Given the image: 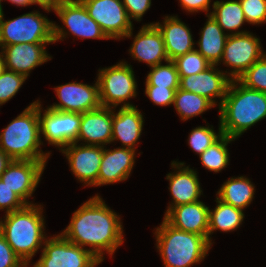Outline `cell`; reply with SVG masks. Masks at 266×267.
<instances>
[{
    "label": "cell",
    "mask_w": 266,
    "mask_h": 267,
    "mask_svg": "<svg viewBox=\"0 0 266 267\" xmlns=\"http://www.w3.org/2000/svg\"><path fill=\"white\" fill-rule=\"evenodd\" d=\"M123 229L119 215L96 194L73 213L69 225L60 234L84 249L91 247V253L102 262L105 252L111 257L123 244Z\"/></svg>",
    "instance_id": "1"
},
{
    "label": "cell",
    "mask_w": 266,
    "mask_h": 267,
    "mask_svg": "<svg viewBox=\"0 0 266 267\" xmlns=\"http://www.w3.org/2000/svg\"><path fill=\"white\" fill-rule=\"evenodd\" d=\"M266 118V93L231 80L219 107L221 131L237 139L255 123Z\"/></svg>",
    "instance_id": "2"
},
{
    "label": "cell",
    "mask_w": 266,
    "mask_h": 267,
    "mask_svg": "<svg viewBox=\"0 0 266 267\" xmlns=\"http://www.w3.org/2000/svg\"><path fill=\"white\" fill-rule=\"evenodd\" d=\"M42 207L29 204L0 219V233L27 267L47 239Z\"/></svg>",
    "instance_id": "3"
},
{
    "label": "cell",
    "mask_w": 266,
    "mask_h": 267,
    "mask_svg": "<svg viewBox=\"0 0 266 267\" xmlns=\"http://www.w3.org/2000/svg\"><path fill=\"white\" fill-rule=\"evenodd\" d=\"M43 145L38 116V100L32 102L0 132V149L12 160L47 162L50 152Z\"/></svg>",
    "instance_id": "4"
},
{
    "label": "cell",
    "mask_w": 266,
    "mask_h": 267,
    "mask_svg": "<svg viewBox=\"0 0 266 267\" xmlns=\"http://www.w3.org/2000/svg\"><path fill=\"white\" fill-rule=\"evenodd\" d=\"M155 229L156 247L164 267H190L200 263L212 246L206 237L176 229L164 218Z\"/></svg>",
    "instance_id": "5"
},
{
    "label": "cell",
    "mask_w": 266,
    "mask_h": 267,
    "mask_svg": "<svg viewBox=\"0 0 266 267\" xmlns=\"http://www.w3.org/2000/svg\"><path fill=\"white\" fill-rule=\"evenodd\" d=\"M65 27L50 21L39 11H32L11 20L0 15V48L19 43H55L66 38Z\"/></svg>",
    "instance_id": "6"
},
{
    "label": "cell",
    "mask_w": 266,
    "mask_h": 267,
    "mask_svg": "<svg viewBox=\"0 0 266 267\" xmlns=\"http://www.w3.org/2000/svg\"><path fill=\"white\" fill-rule=\"evenodd\" d=\"M98 71L101 106L116 109L121 104V107H134L130 102H126L137 96V82L132 66L121 61Z\"/></svg>",
    "instance_id": "7"
},
{
    "label": "cell",
    "mask_w": 266,
    "mask_h": 267,
    "mask_svg": "<svg viewBox=\"0 0 266 267\" xmlns=\"http://www.w3.org/2000/svg\"><path fill=\"white\" fill-rule=\"evenodd\" d=\"M47 238L41 257L32 267H95L101 263L89 249L68 241L61 234Z\"/></svg>",
    "instance_id": "8"
},
{
    "label": "cell",
    "mask_w": 266,
    "mask_h": 267,
    "mask_svg": "<svg viewBox=\"0 0 266 267\" xmlns=\"http://www.w3.org/2000/svg\"><path fill=\"white\" fill-rule=\"evenodd\" d=\"M109 39L131 38L133 22L121 0H79Z\"/></svg>",
    "instance_id": "9"
},
{
    "label": "cell",
    "mask_w": 266,
    "mask_h": 267,
    "mask_svg": "<svg viewBox=\"0 0 266 267\" xmlns=\"http://www.w3.org/2000/svg\"><path fill=\"white\" fill-rule=\"evenodd\" d=\"M265 53L260 39L250 32L228 35L220 64L223 62L230 66L231 70L225 71L226 75L231 80H238Z\"/></svg>",
    "instance_id": "10"
},
{
    "label": "cell",
    "mask_w": 266,
    "mask_h": 267,
    "mask_svg": "<svg viewBox=\"0 0 266 267\" xmlns=\"http://www.w3.org/2000/svg\"><path fill=\"white\" fill-rule=\"evenodd\" d=\"M40 103L38 100L40 134H43L48 144L61 150L69 144L77 142L81 113L57 111L47 107L42 114Z\"/></svg>",
    "instance_id": "11"
},
{
    "label": "cell",
    "mask_w": 266,
    "mask_h": 267,
    "mask_svg": "<svg viewBox=\"0 0 266 267\" xmlns=\"http://www.w3.org/2000/svg\"><path fill=\"white\" fill-rule=\"evenodd\" d=\"M68 159L71 172L84 186H98L103 147L71 143L60 150Z\"/></svg>",
    "instance_id": "12"
},
{
    "label": "cell",
    "mask_w": 266,
    "mask_h": 267,
    "mask_svg": "<svg viewBox=\"0 0 266 267\" xmlns=\"http://www.w3.org/2000/svg\"><path fill=\"white\" fill-rule=\"evenodd\" d=\"M47 162L12 160L0 180L16 193L27 205L42 177Z\"/></svg>",
    "instance_id": "13"
},
{
    "label": "cell",
    "mask_w": 266,
    "mask_h": 267,
    "mask_svg": "<svg viewBox=\"0 0 266 267\" xmlns=\"http://www.w3.org/2000/svg\"><path fill=\"white\" fill-rule=\"evenodd\" d=\"M59 103H53L48 108L64 111L85 113L101 107L98 80L88 85L78 82H69L54 87Z\"/></svg>",
    "instance_id": "14"
},
{
    "label": "cell",
    "mask_w": 266,
    "mask_h": 267,
    "mask_svg": "<svg viewBox=\"0 0 266 267\" xmlns=\"http://www.w3.org/2000/svg\"><path fill=\"white\" fill-rule=\"evenodd\" d=\"M179 89L190 91L210 100L215 106L220 98V107L226 96L231 79L217 65H211L205 71L189 76H179Z\"/></svg>",
    "instance_id": "15"
},
{
    "label": "cell",
    "mask_w": 266,
    "mask_h": 267,
    "mask_svg": "<svg viewBox=\"0 0 266 267\" xmlns=\"http://www.w3.org/2000/svg\"><path fill=\"white\" fill-rule=\"evenodd\" d=\"M53 11L71 35L81 39H109L79 0H62Z\"/></svg>",
    "instance_id": "16"
},
{
    "label": "cell",
    "mask_w": 266,
    "mask_h": 267,
    "mask_svg": "<svg viewBox=\"0 0 266 267\" xmlns=\"http://www.w3.org/2000/svg\"><path fill=\"white\" fill-rule=\"evenodd\" d=\"M48 43H19L1 48L7 70L25 75L31 70L48 62L52 56L46 51Z\"/></svg>",
    "instance_id": "17"
},
{
    "label": "cell",
    "mask_w": 266,
    "mask_h": 267,
    "mask_svg": "<svg viewBox=\"0 0 266 267\" xmlns=\"http://www.w3.org/2000/svg\"><path fill=\"white\" fill-rule=\"evenodd\" d=\"M171 167L176 170L168 173L166 179L169 181V191L172 196V203H169L166 215L173 207L199 201L201 194L200 182L194 169L185 166L184 162L172 161Z\"/></svg>",
    "instance_id": "18"
},
{
    "label": "cell",
    "mask_w": 266,
    "mask_h": 267,
    "mask_svg": "<svg viewBox=\"0 0 266 267\" xmlns=\"http://www.w3.org/2000/svg\"><path fill=\"white\" fill-rule=\"evenodd\" d=\"M113 108L99 107L95 110L81 113L77 143L106 147L112 140Z\"/></svg>",
    "instance_id": "19"
},
{
    "label": "cell",
    "mask_w": 266,
    "mask_h": 267,
    "mask_svg": "<svg viewBox=\"0 0 266 267\" xmlns=\"http://www.w3.org/2000/svg\"><path fill=\"white\" fill-rule=\"evenodd\" d=\"M133 39L129 49L132 58L145 62L150 67L169 60L162 34L155 25H143Z\"/></svg>",
    "instance_id": "20"
},
{
    "label": "cell",
    "mask_w": 266,
    "mask_h": 267,
    "mask_svg": "<svg viewBox=\"0 0 266 267\" xmlns=\"http://www.w3.org/2000/svg\"><path fill=\"white\" fill-rule=\"evenodd\" d=\"M209 209L199 200L173 207L164 219L176 229L202 235L208 239Z\"/></svg>",
    "instance_id": "21"
},
{
    "label": "cell",
    "mask_w": 266,
    "mask_h": 267,
    "mask_svg": "<svg viewBox=\"0 0 266 267\" xmlns=\"http://www.w3.org/2000/svg\"><path fill=\"white\" fill-rule=\"evenodd\" d=\"M135 151L123 147L113 150L103 147L98 186L114 184L128 179L135 165Z\"/></svg>",
    "instance_id": "22"
},
{
    "label": "cell",
    "mask_w": 266,
    "mask_h": 267,
    "mask_svg": "<svg viewBox=\"0 0 266 267\" xmlns=\"http://www.w3.org/2000/svg\"><path fill=\"white\" fill-rule=\"evenodd\" d=\"M155 25L161 32L165 44V50L169 60L184 55L195 49L190 28L187 27L177 16H165L163 24Z\"/></svg>",
    "instance_id": "23"
},
{
    "label": "cell",
    "mask_w": 266,
    "mask_h": 267,
    "mask_svg": "<svg viewBox=\"0 0 266 267\" xmlns=\"http://www.w3.org/2000/svg\"><path fill=\"white\" fill-rule=\"evenodd\" d=\"M113 108L112 140L121 142L123 148L136 150L144 124V118L137 107H121L115 113Z\"/></svg>",
    "instance_id": "24"
},
{
    "label": "cell",
    "mask_w": 266,
    "mask_h": 267,
    "mask_svg": "<svg viewBox=\"0 0 266 267\" xmlns=\"http://www.w3.org/2000/svg\"><path fill=\"white\" fill-rule=\"evenodd\" d=\"M201 29L200 39L197 41L199 49L196 50L211 64L219 65L228 37L218 22L211 16Z\"/></svg>",
    "instance_id": "25"
},
{
    "label": "cell",
    "mask_w": 266,
    "mask_h": 267,
    "mask_svg": "<svg viewBox=\"0 0 266 267\" xmlns=\"http://www.w3.org/2000/svg\"><path fill=\"white\" fill-rule=\"evenodd\" d=\"M255 186L245 176L232 177L225 181L216 195L223 202L244 210L254 198Z\"/></svg>",
    "instance_id": "26"
},
{
    "label": "cell",
    "mask_w": 266,
    "mask_h": 267,
    "mask_svg": "<svg viewBox=\"0 0 266 267\" xmlns=\"http://www.w3.org/2000/svg\"><path fill=\"white\" fill-rule=\"evenodd\" d=\"M213 11L206 14L211 15L223 29L230 31L228 35L246 33L248 31H239L240 27L247 22L242 6L239 0L214 1ZM237 30V31H236ZM235 31V32H233Z\"/></svg>",
    "instance_id": "27"
},
{
    "label": "cell",
    "mask_w": 266,
    "mask_h": 267,
    "mask_svg": "<svg viewBox=\"0 0 266 267\" xmlns=\"http://www.w3.org/2000/svg\"><path fill=\"white\" fill-rule=\"evenodd\" d=\"M216 203L217 205L213 210L209 209L208 241L211 244L213 243L210 235L213 234L214 231H235L242 224L245 216L243 210L223 202L217 196Z\"/></svg>",
    "instance_id": "28"
},
{
    "label": "cell",
    "mask_w": 266,
    "mask_h": 267,
    "mask_svg": "<svg viewBox=\"0 0 266 267\" xmlns=\"http://www.w3.org/2000/svg\"><path fill=\"white\" fill-rule=\"evenodd\" d=\"M173 105L183 121L201 115L215 106L207 98L179 88L176 90Z\"/></svg>",
    "instance_id": "29"
},
{
    "label": "cell",
    "mask_w": 266,
    "mask_h": 267,
    "mask_svg": "<svg viewBox=\"0 0 266 267\" xmlns=\"http://www.w3.org/2000/svg\"><path fill=\"white\" fill-rule=\"evenodd\" d=\"M236 139L222 135L216 142L199 155L200 161L207 170L220 172L229 164V151L227 145Z\"/></svg>",
    "instance_id": "30"
},
{
    "label": "cell",
    "mask_w": 266,
    "mask_h": 267,
    "mask_svg": "<svg viewBox=\"0 0 266 267\" xmlns=\"http://www.w3.org/2000/svg\"><path fill=\"white\" fill-rule=\"evenodd\" d=\"M146 77L145 85L162 88H179L180 78L172 60H168L166 65L158 64L151 67V70Z\"/></svg>",
    "instance_id": "31"
},
{
    "label": "cell",
    "mask_w": 266,
    "mask_h": 267,
    "mask_svg": "<svg viewBox=\"0 0 266 267\" xmlns=\"http://www.w3.org/2000/svg\"><path fill=\"white\" fill-rule=\"evenodd\" d=\"M179 76H189L205 71L211 64L196 50L172 60Z\"/></svg>",
    "instance_id": "32"
},
{
    "label": "cell",
    "mask_w": 266,
    "mask_h": 267,
    "mask_svg": "<svg viewBox=\"0 0 266 267\" xmlns=\"http://www.w3.org/2000/svg\"><path fill=\"white\" fill-rule=\"evenodd\" d=\"M238 81L247 88L266 93V53L248 68Z\"/></svg>",
    "instance_id": "33"
},
{
    "label": "cell",
    "mask_w": 266,
    "mask_h": 267,
    "mask_svg": "<svg viewBox=\"0 0 266 267\" xmlns=\"http://www.w3.org/2000/svg\"><path fill=\"white\" fill-rule=\"evenodd\" d=\"M218 130L216 133L213 126H198L190 132L188 145L200 155L223 135L220 124Z\"/></svg>",
    "instance_id": "34"
},
{
    "label": "cell",
    "mask_w": 266,
    "mask_h": 267,
    "mask_svg": "<svg viewBox=\"0 0 266 267\" xmlns=\"http://www.w3.org/2000/svg\"><path fill=\"white\" fill-rule=\"evenodd\" d=\"M26 79L25 75L5 69L0 75V106L16 95Z\"/></svg>",
    "instance_id": "35"
},
{
    "label": "cell",
    "mask_w": 266,
    "mask_h": 267,
    "mask_svg": "<svg viewBox=\"0 0 266 267\" xmlns=\"http://www.w3.org/2000/svg\"><path fill=\"white\" fill-rule=\"evenodd\" d=\"M247 23H266V0H239Z\"/></svg>",
    "instance_id": "36"
},
{
    "label": "cell",
    "mask_w": 266,
    "mask_h": 267,
    "mask_svg": "<svg viewBox=\"0 0 266 267\" xmlns=\"http://www.w3.org/2000/svg\"><path fill=\"white\" fill-rule=\"evenodd\" d=\"M177 89L178 88H162L158 86L145 85V94L155 105L169 106L174 103Z\"/></svg>",
    "instance_id": "37"
},
{
    "label": "cell",
    "mask_w": 266,
    "mask_h": 267,
    "mask_svg": "<svg viewBox=\"0 0 266 267\" xmlns=\"http://www.w3.org/2000/svg\"><path fill=\"white\" fill-rule=\"evenodd\" d=\"M27 204L0 180V210L10 213L20 210Z\"/></svg>",
    "instance_id": "38"
},
{
    "label": "cell",
    "mask_w": 266,
    "mask_h": 267,
    "mask_svg": "<svg viewBox=\"0 0 266 267\" xmlns=\"http://www.w3.org/2000/svg\"><path fill=\"white\" fill-rule=\"evenodd\" d=\"M0 267H27L0 233Z\"/></svg>",
    "instance_id": "39"
},
{
    "label": "cell",
    "mask_w": 266,
    "mask_h": 267,
    "mask_svg": "<svg viewBox=\"0 0 266 267\" xmlns=\"http://www.w3.org/2000/svg\"><path fill=\"white\" fill-rule=\"evenodd\" d=\"M130 20L141 21L142 16L151 7V0H121Z\"/></svg>",
    "instance_id": "40"
},
{
    "label": "cell",
    "mask_w": 266,
    "mask_h": 267,
    "mask_svg": "<svg viewBox=\"0 0 266 267\" xmlns=\"http://www.w3.org/2000/svg\"><path fill=\"white\" fill-rule=\"evenodd\" d=\"M181 7L190 13L209 12L211 0H179Z\"/></svg>",
    "instance_id": "41"
},
{
    "label": "cell",
    "mask_w": 266,
    "mask_h": 267,
    "mask_svg": "<svg viewBox=\"0 0 266 267\" xmlns=\"http://www.w3.org/2000/svg\"><path fill=\"white\" fill-rule=\"evenodd\" d=\"M32 5L38 4L43 10L50 12L54 10L62 0H31Z\"/></svg>",
    "instance_id": "42"
},
{
    "label": "cell",
    "mask_w": 266,
    "mask_h": 267,
    "mask_svg": "<svg viewBox=\"0 0 266 267\" xmlns=\"http://www.w3.org/2000/svg\"><path fill=\"white\" fill-rule=\"evenodd\" d=\"M12 159L0 149V177L11 163Z\"/></svg>",
    "instance_id": "43"
},
{
    "label": "cell",
    "mask_w": 266,
    "mask_h": 267,
    "mask_svg": "<svg viewBox=\"0 0 266 267\" xmlns=\"http://www.w3.org/2000/svg\"><path fill=\"white\" fill-rule=\"evenodd\" d=\"M7 1L11 2L12 4H16V6H21V7L32 5L31 0H7Z\"/></svg>",
    "instance_id": "44"
},
{
    "label": "cell",
    "mask_w": 266,
    "mask_h": 267,
    "mask_svg": "<svg viewBox=\"0 0 266 267\" xmlns=\"http://www.w3.org/2000/svg\"><path fill=\"white\" fill-rule=\"evenodd\" d=\"M4 57L2 51H0V75L5 71Z\"/></svg>",
    "instance_id": "45"
},
{
    "label": "cell",
    "mask_w": 266,
    "mask_h": 267,
    "mask_svg": "<svg viewBox=\"0 0 266 267\" xmlns=\"http://www.w3.org/2000/svg\"><path fill=\"white\" fill-rule=\"evenodd\" d=\"M2 0H0V15L3 13V9H2V5H1V2Z\"/></svg>",
    "instance_id": "46"
}]
</instances>
